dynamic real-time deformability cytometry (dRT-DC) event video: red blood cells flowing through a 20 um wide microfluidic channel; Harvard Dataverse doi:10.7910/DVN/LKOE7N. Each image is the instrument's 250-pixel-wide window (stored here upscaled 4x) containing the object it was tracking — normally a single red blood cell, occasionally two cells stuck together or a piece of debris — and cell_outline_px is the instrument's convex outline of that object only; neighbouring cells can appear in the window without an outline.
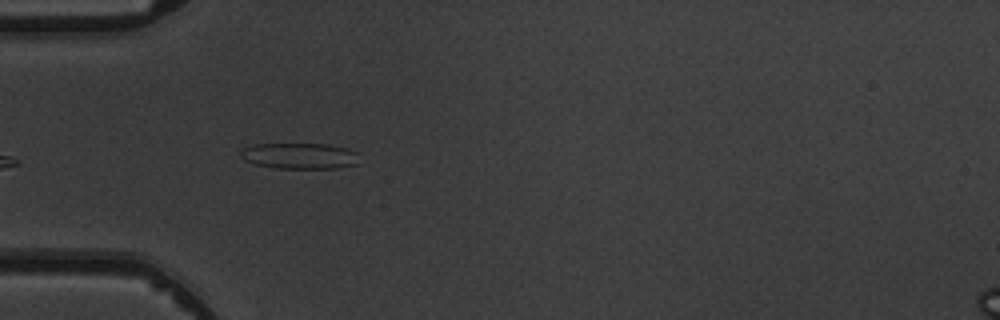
{"species": "common noctule bat (a hibernating species)", "species_latin": "Nyctalus noctula", "temperature_condition": "warm", "stored_images_in_passage": 2, "camera_frame_rate_fps": 3000, "um_per_image_px": 0.085, "animal": {"sex": "male", "body_mass_g": 19.5, "forearm_length_mm": 54.6}, "frame": {"image": 1, "passage_image": 2, "time_ms": 1.0, "image_size_px": [1000, 320], "cell_outline_px": [[360, 164], [336, 168], [276, 168], [256, 164], [244, 160], [240, 156], [240, 152], [244, 148], [252, 144], [328, 144], [348, 148], [360, 152]], "centroid_in_image_um": [25.55, 13.25], "position_along_channel_um": 59.4, "area_um2": 18.26}}